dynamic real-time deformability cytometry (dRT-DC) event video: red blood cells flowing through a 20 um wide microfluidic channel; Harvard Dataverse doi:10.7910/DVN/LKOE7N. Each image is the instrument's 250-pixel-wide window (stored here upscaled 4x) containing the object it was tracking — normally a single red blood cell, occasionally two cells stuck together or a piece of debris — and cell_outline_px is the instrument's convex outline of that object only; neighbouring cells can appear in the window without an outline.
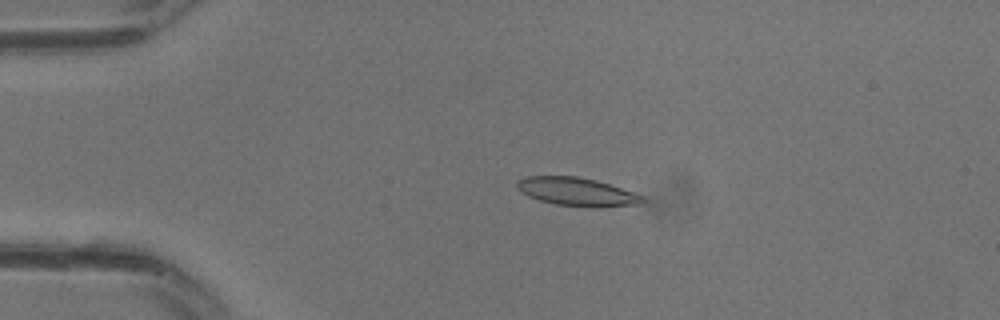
{"species": "common noctule bat (a hibernating species)", "species_latin": "Nyctalus noctula", "temperature_condition": "warm", "stored_images_in_passage": 31, "camera_frame_rate_fps": 3000, "um_per_image_px": 0.085, "animal": {"sex": "male", "body_mass_g": 13.3}, "frame": {"image": 1, "passage_image": 6, "time_ms": 1.667, "image_size_px": [1000, 320], "cell_outline_px": [[648, 200], [640, 204], [556, 204], [540, 200], [528, 196], [520, 192], [516, 188], [516, 180], [528, 176], [576, 176], [596, 180], [644, 196]], "centroid_in_image_um": [48.92, 16.23], "position_along_channel_um": 36.1, "area_um2": 19.59}}
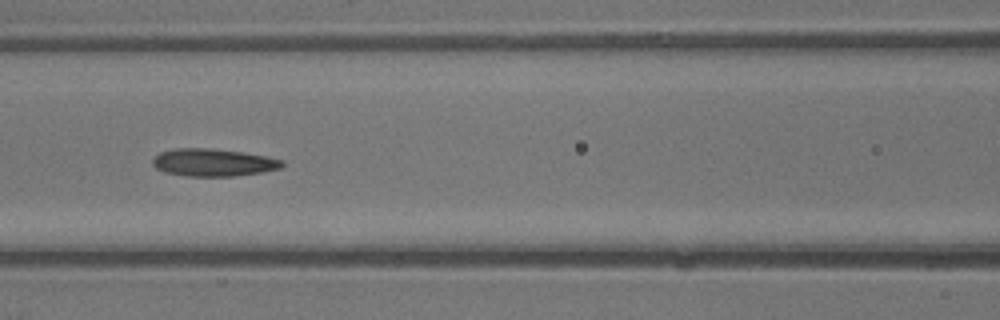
{"frame": {"image": 2, "passage_image": 13, "time_ms": 4.0, "image_size_px": [1000, 320], "cell_outline_px": [[284, 164], [280, 168], [260, 172], [232, 176], [188, 176], [164, 172], [156, 168], [152, 164], [152, 160], [160, 152], [172, 148], [212, 148], [244, 152], [268, 156], [284, 160]], "centroid_in_image_um": [18.12, 13.8], "position_along_channel_um": 148.5, "area_um2": 20.87}}
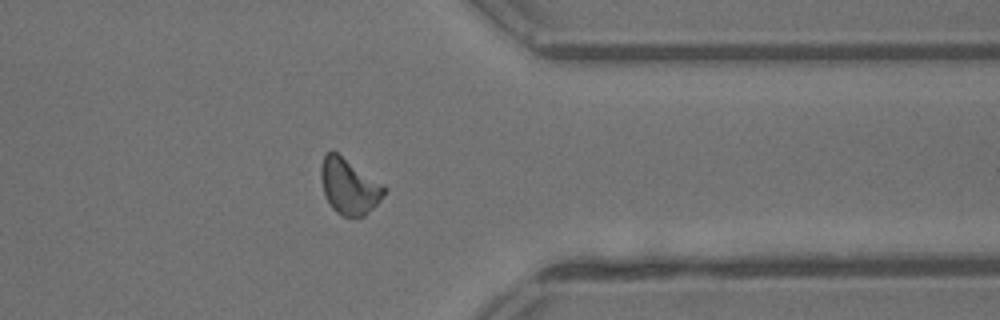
{"frame": {"image": 3, "passage_image": 24, "time_ms": 7.667, "image_size_px": [1000, 320], "cell_outline_px": [[388, 188], [380, 200], [364, 216], [340, 216], [332, 208], [324, 192], [320, 176], [320, 168], [324, 152], [332, 148], [384, 184]], "centroid_in_image_um": [29.66, 15.78], "position_along_channel_um": 381.7, "area_um2": 20.81}}